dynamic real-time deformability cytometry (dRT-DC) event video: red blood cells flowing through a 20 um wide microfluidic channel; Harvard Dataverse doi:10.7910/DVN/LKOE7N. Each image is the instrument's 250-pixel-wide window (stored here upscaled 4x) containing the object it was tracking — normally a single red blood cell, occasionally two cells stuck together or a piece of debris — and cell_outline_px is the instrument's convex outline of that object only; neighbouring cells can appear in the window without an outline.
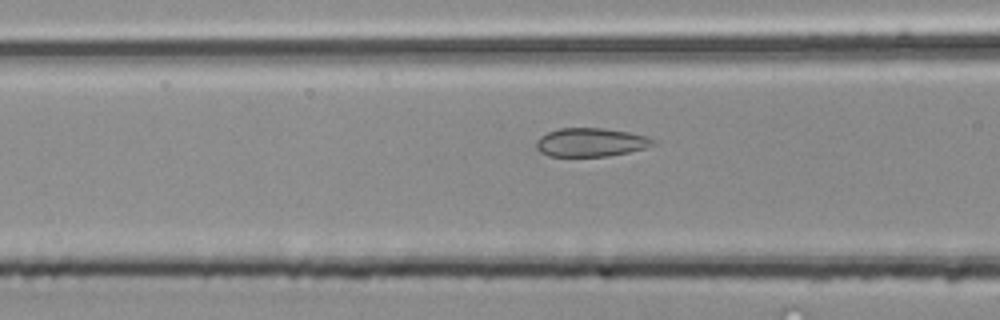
{"species": "common noctule bat (a hibernating species)", "species_latin": "Nyctalus noctula", "temperature_condition": "room temperature", "stored_images_in_passage": 7, "camera_frame_rate_fps": 3000, "um_per_image_px": 0.085, "animal": {"sex": "male", "body_mass_g": 20.4}, "frame": {"image": 1, "passage_image": 5, "time_ms": 1.333, "image_size_px": [1000, 320], "cell_outline_px": [[656, 144], [644, 148], [628, 152], [608, 156], [548, 156], [540, 152], [536, 148], [536, 140], [540, 136], [548, 132], [560, 128], [600, 128], [628, 132], [644, 136], [656, 140]], "centroid_in_image_um": [50.18, 12.1], "position_along_channel_um": 116.4, "area_um2": 19.36}}